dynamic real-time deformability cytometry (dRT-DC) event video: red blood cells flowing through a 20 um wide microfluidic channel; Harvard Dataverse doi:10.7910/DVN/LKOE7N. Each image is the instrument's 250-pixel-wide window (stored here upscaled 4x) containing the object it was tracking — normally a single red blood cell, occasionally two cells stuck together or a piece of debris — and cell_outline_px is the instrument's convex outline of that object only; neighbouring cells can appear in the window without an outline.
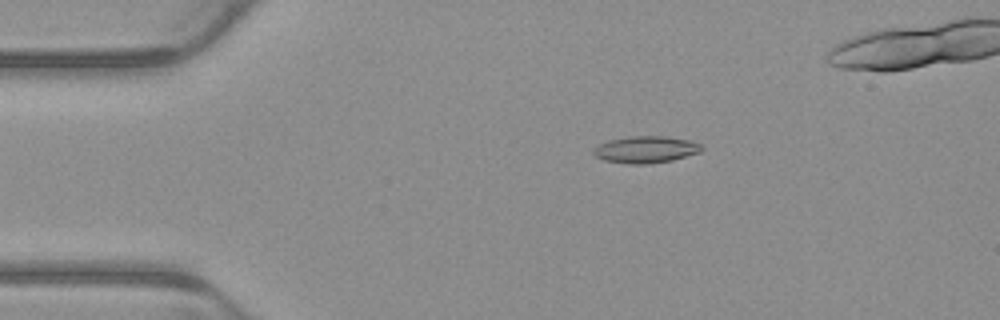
{"species": "common noctule bat (a hibernating species)", "species_latin": "Nyctalus noctula", "temperature_condition": "warm", "stored_images_in_passage": 5, "camera_frame_rate_fps": 3000, "um_per_image_px": 0.085, "animal": {"sex": "male", "body_mass_g": 23.1, "forearm_length_mm": 52.7}, "frame": {"image": 1, "passage_image": 3, "time_ms": 0.667, "image_size_px": [1000, 320], "cell_outline_px": [[704, 148], [700, 152], [672, 160], [648, 164], [628, 164], [604, 160], [596, 156], [592, 152], [592, 148], [608, 140], [628, 136], [664, 136], [688, 140], [700, 144]], "centroid_in_image_um": [54.86, 12.71], "position_along_channel_um": 30.1, "area_um2": 16.94}}